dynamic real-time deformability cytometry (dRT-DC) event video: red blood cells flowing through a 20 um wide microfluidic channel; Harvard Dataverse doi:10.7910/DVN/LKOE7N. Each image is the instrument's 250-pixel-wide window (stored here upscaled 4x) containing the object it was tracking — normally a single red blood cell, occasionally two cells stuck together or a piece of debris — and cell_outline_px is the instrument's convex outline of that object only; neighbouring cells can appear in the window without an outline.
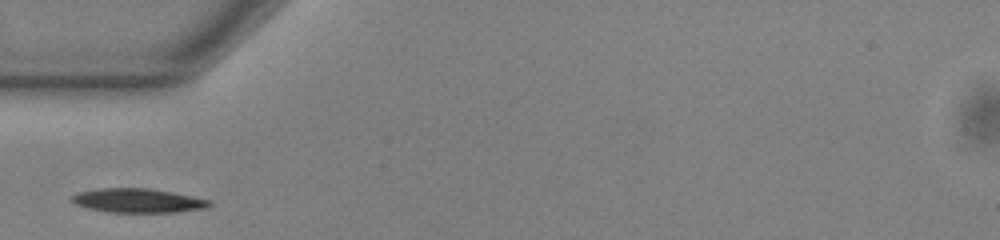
{"species": "common noctule bat (a hibernating species)", "species_latin": "Nyctalus noctula", "temperature_condition": "warm", "stored_images_in_passage": 28, "camera_frame_rate_fps": 3000, "um_per_image_px": 0.085, "animal": {"sex": "male", "body_mass_g": 13.0, "forearm_length_mm": 53.1}, "frame": {"image": 1, "passage_image": 1, "time_ms": 0.0, "image_size_px": [1000, 240], "cell_outline_px": [[212, 204], [208, 208], [176, 212], [108, 212], [88, 208], [76, 204], [72, 200], [72, 196], [76, 192], [100, 188], [148, 188], [172, 192], [212, 200]], "centroid_in_image_um": [11.76, 17.05], "position_along_channel_um": 73.2, "area_um2": 19.36}}
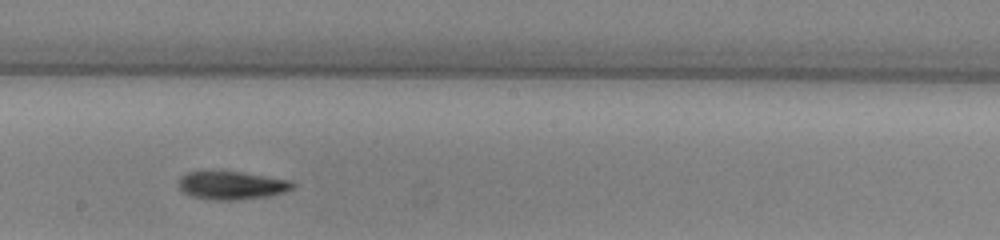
{"frame": {"image": 2, "passage_image": 13, "time_ms": 4.0, "image_size_px": [1000, 240], "cell_outline_px": [[296, 184], [292, 188], [284, 192], [268, 196], [240, 200], [216, 200], [192, 196], [184, 192], [180, 188], [180, 176], [188, 172], [240, 172], [292, 180]], "centroid_in_image_um": [19.75, 15.76], "position_along_channel_um": 228.5, "area_um2": 18.5}}
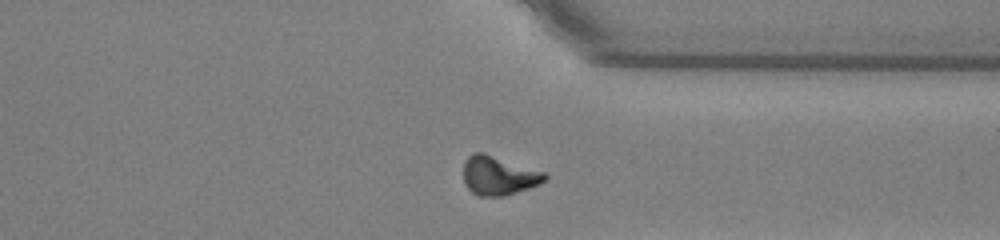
{"frame": {"image": 3, "passage_image": 24, "time_ms": 7.667, "image_size_px": [1000, 240], "cell_outline_px": [[548, 176], [540, 184], [504, 196], [480, 196], [472, 192], [464, 184], [464, 160], [472, 152], [484, 152], [544, 172]], "centroid_in_image_um": [42.35, 14.91], "position_along_channel_um": 369.0, "area_um2": 18.44}}